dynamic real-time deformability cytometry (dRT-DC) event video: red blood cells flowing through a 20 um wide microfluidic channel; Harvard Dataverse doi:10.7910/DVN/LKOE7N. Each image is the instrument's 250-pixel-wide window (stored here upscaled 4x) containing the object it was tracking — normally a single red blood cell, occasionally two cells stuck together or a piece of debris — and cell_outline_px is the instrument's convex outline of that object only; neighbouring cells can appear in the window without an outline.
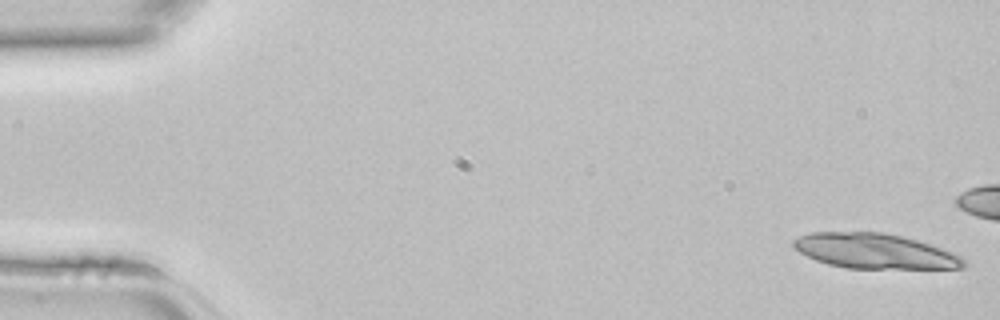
{"species": "common noctule bat (a hibernating species)", "species_latin": "Nyctalus noctula", "temperature_condition": "room temperature", "stored_images_in_passage": 12, "camera_frame_rate_fps": 3000, "um_per_image_px": 0.085, "animal": {"sex": "female", "body_mass_g": 22.7, "forearm_length_mm": 54.2}, "frame": {"image": 1, "passage_image": 1, "time_ms": 0.0, "image_size_px": [1000, 320], "cell_outline_px": [[968, 264], [964, 268], [848, 268], [828, 264], [816, 260], [800, 252], [792, 244], [792, 240], [800, 236], [812, 232], [884, 232], [916, 240], [940, 248], [960, 256], [968, 260]], "centroid_in_image_um": [74.36, 21.34], "position_along_channel_um": 10.6, "area_um2": 34.45}}